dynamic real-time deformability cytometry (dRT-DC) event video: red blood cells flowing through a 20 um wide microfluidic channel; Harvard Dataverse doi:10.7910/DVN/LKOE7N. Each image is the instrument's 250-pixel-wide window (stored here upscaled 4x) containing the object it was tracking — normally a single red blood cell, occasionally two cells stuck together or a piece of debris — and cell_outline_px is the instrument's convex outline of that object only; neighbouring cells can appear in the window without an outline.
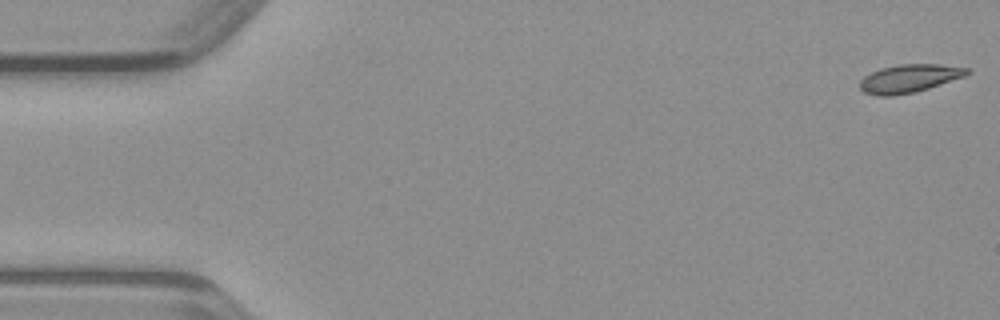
{"species": "common noctule bat (a hibernating species)", "species_latin": "Nyctalus noctula", "temperature_condition": "warm", "stored_images_in_passage": 4, "camera_frame_rate_fps": 3000, "um_per_image_px": 0.085, "animal": {"sex": "male", "body_mass_g": 23.1, "forearm_length_mm": 52.7}, "frame": {"image": 1, "passage_image": 1, "time_ms": 0.0, "image_size_px": [1000, 320], "cell_outline_px": [[972, 72], [964, 76], [916, 92], [892, 96], [880, 96], [864, 92], [860, 88], [860, 80], [864, 76], [880, 68], [900, 64], [940, 64], [972, 68]], "centroid_in_image_um": [77.31, 6.66], "position_along_channel_um": 7.7, "area_um2": 17.63}}